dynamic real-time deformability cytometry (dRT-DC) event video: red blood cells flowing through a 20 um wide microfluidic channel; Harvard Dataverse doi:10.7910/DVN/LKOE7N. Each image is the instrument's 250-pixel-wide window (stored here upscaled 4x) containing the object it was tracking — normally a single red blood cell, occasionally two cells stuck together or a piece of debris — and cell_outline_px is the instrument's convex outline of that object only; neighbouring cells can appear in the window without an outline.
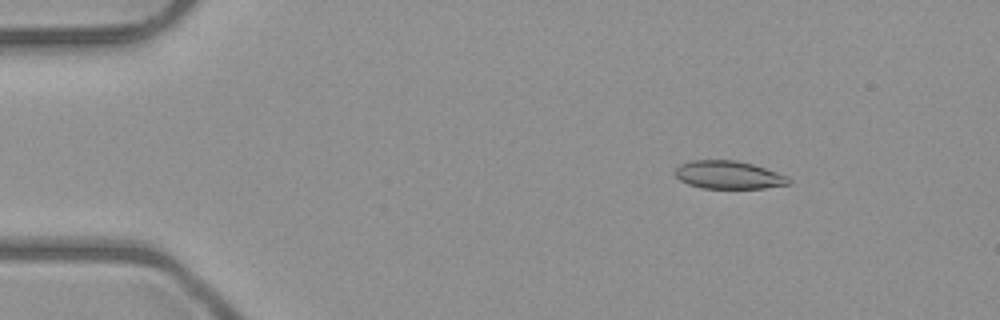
{"species": "common noctule bat (a hibernating species)", "species_latin": "Nyctalus noctula", "temperature_condition": "room temperature", "stored_images_in_passage": 5, "camera_frame_rate_fps": 3000, "um_per_image_px": 0.085, "animal": {"sex": "male", "body_mass_g": 23.1, "forearm_length_mm": 52.7}, "frame": {"image": 1, "passage_image": 3, "time_ms": 2.333, "image_size_px": [1000, 320], "cell_outline_px": [[792, 180], [788, 184], [764, 188], [704, 188], [688, 184], [680, 180], [676, 176], [676, 168], [680, 164], [688, 160], [736, 160], [752, 164], [788, 176]], "centroid_in_image_um": [61.92, 14.86], "position_along_channel_um": 23.1, "area_um2": 18.44}}